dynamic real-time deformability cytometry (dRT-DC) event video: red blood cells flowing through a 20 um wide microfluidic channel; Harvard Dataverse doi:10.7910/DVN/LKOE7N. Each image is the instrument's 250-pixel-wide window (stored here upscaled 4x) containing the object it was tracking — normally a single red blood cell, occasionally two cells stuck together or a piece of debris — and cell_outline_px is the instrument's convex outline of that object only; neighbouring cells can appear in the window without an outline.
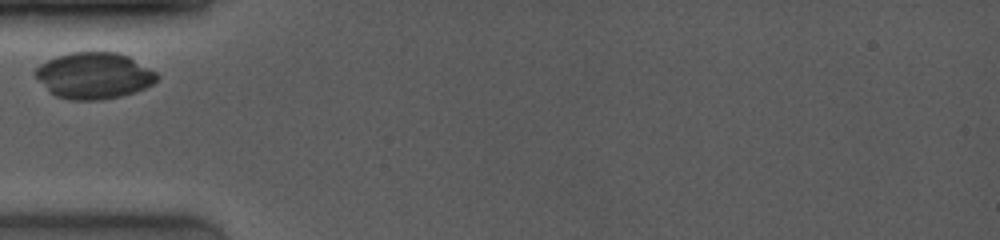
{"species": "common noctule bat (a hibernating species)", "species_latin": "Nyctalus noctula", "temperature_condition": "room temperature", "stored_images_in_passage": 2, "camera_frame_rate_fps": 4000, "um_per_image_px": 0.085, "animal": {"sex": "female", "body_mass_g": 19.0, "forearm_length_mm": 53.3}, "frame": {"image": 1, "passage_image": 1, "time_ms": 0.0, "image_size_px": [1000, 240], "cell_outline_px": [[160, 76], [152, 84], [136, 92], [120, 96], [100, 100], [68, 100], [56, 96], [32, 72], [40, 64], [56, 56], [68, 52], [116, 52], [128, 56], [156, 72]], "centroid_in_image_um": [8.0, 6.42], "position_along_channel_um": 77.0, "area_um2": 32.66}}